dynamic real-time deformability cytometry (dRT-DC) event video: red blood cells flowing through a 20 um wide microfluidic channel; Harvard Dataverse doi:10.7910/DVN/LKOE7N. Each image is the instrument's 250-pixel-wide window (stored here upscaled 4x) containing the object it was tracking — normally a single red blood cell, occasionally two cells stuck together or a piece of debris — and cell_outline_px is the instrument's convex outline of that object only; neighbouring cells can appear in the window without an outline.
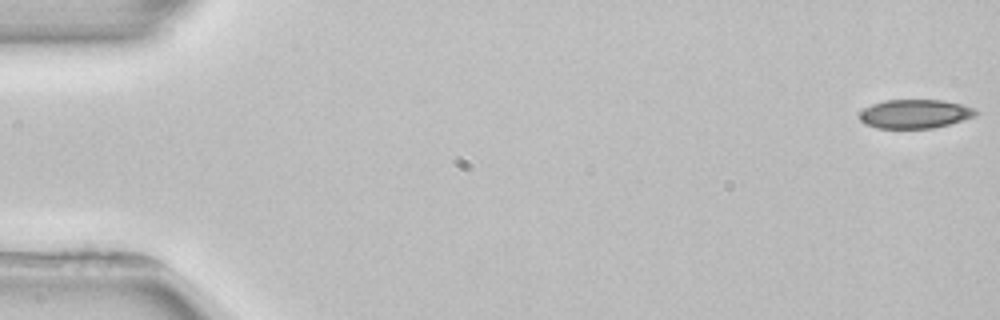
{"species": "common noctule bat (a hibernating species)", "species_latin": "Nyctalus noctula", "temperature_condition": "room temperature", "stored_images_in_passage": 4, "camera_frame_rate_fps": 3000, "um_per_image_px": 0.085, "animal": {"sex": "female", "body_mass_g": 22.7, "forearm_length_mm": 54.2}, "frame": {"image": 1, "passage_image": 1, "time_ms": 0.0, "image_size_px": [1000, 320], "cell_outline_px": [[980, 112], [976, 116], [964, 120], [932, 128], [876, 128], [864, 124], [860, 120], [860, 112], [864, 108], [872, 104], [884, 100], [944, 100], [976, 108]], "centroid_in_image_um": [77.79, 9.67], "position_along_channel_um": 7.2, "area_um2": 19.71}}
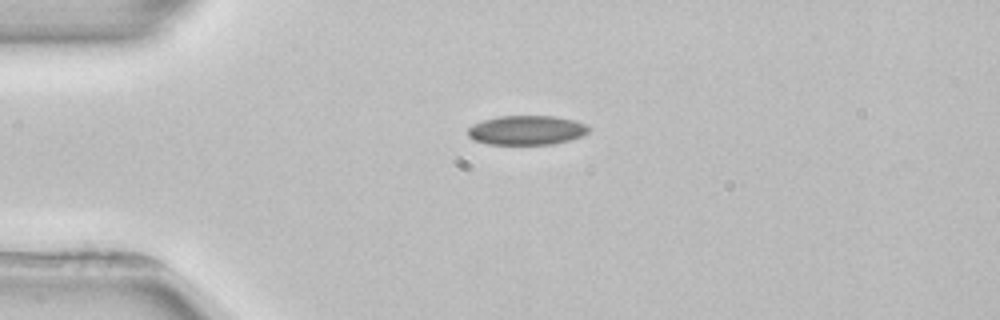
{"frame": {"image": 2, "passage_image": 4, "time_ms": 4.0, "image_size_px": [1000, 320], "cell_outline_px": [[592, 128], [588, 132], [580, 136], [568, 140], [552, 144], [488, 144], [472, 140], [468, 136], [468, 128], [472, 124], [484, 120], [500, 116], [556, 116], [576, 120]], "centroid_in_image_um": [44.75, 11.06], "position_along_channel_um": 40.2, "area_um2": 20.69}}